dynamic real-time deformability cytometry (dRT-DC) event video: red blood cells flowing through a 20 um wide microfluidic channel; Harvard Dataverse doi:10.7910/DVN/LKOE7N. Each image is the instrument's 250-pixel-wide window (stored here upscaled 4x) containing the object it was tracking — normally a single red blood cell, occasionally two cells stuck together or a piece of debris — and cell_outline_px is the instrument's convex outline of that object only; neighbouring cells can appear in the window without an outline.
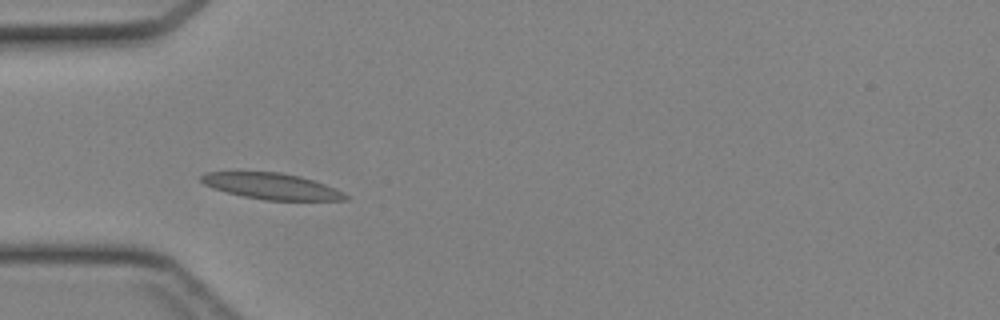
{"species": "Egyptian fruit bat (a non-hibernating species)", "species_latin": "Rousettus aegyptiacus", "temperature_condition": "cold", "stored_images_in_passage": 32, "camera_frame_rate_fps": 3000, "um_per_image_px": 0.085, "animal": {"sex": "female"}, "frame": {"image": 1, "passage_image": 1, "time_ms": 0.0, "image_size_px": [1000, 320], "cell_outline_px": [[348, 200], [264, 200], [244, 196], [212, 188], [204, 184], [200, 180], [200, 176], [204, 172], [280, 172], [300, 176], [336, 188], [344, 192], [348, 196]], "centroid_in_image_um": [23.09, 15.82], "position_along_channel_um": 61.9, "area_um2": 21.85}}
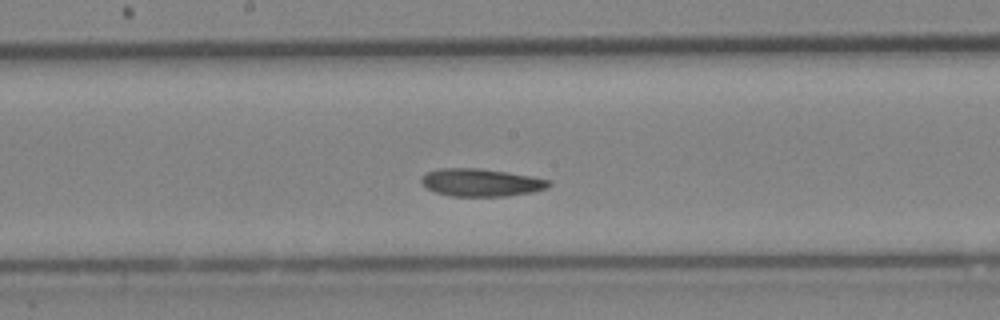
{"frame": {"image": 2, "passage_image": 11, "time_ms": 3.333, "image_size_px": [1000, 320], "cell_outline_px": [[552, 184], [548, 188], [532, 192], [508, 196], [452, 196], [436, 192], [428, 188], [420, 180], [428, 172], [440, 168], [480, 168], [532, 176], [552, 180]], "centroid_in_image_um": [40.96, 15.51], "position_along_channel_um": 207.2, "area_um2": 20.52}}
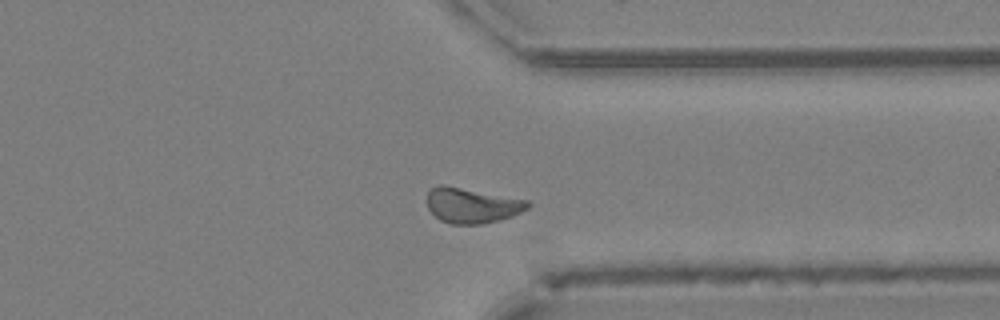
{"frame": {"image": 3, "passage_image": 22, "time_ms": 7.0, "image_size_px": [1000, 320], "cell_outline_px": [[532, 204], [528, 208], [512, 216], [500, 220], [484, 224], [452, 224], [440, 220], [428, 208], [428, 192], [432, 188], [440, 184], [528, 200]], "centroid_in_image_um": [40.14, 17.47], "position_along_channel_um": 371.3, "area_um2": 20.46}}